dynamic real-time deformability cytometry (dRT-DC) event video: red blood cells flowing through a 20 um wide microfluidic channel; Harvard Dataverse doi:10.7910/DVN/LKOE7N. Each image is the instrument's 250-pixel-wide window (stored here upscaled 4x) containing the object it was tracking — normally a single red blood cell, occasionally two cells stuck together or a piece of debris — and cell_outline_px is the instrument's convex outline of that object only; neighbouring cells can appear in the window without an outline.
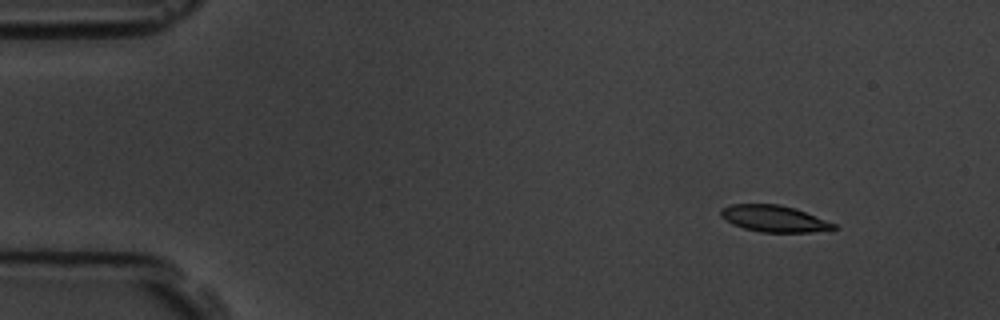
{"species": "common noctule bat (a hibernating species)", "species_latin": "Nyctalus noctula", "temperature_condition": "room temperature", "stored_images_in_passage": 3, "camera_frame_rate_fps": 3000, "um_per_image_px": 0.085, "animal": {"sex": "male", "body_mass_g": 19.5, "forearm_length_mm": 54.6}, "frame": {"image": 1, "passage_image": 1, "time_ms": 0.0, "image_size_px": [1000, 320], "cell_outline_px": [[840, 228], [812, 232], [760, 232], [744, 228], [732, 224], [720, 216], [720, 208], [732, 204], [780, 204], [804, 212], [836, 224]], "centroid_in_image_um": [65.76, 18.59], "position_along_channel_um": 19.2, "area_um2": 17.34}}